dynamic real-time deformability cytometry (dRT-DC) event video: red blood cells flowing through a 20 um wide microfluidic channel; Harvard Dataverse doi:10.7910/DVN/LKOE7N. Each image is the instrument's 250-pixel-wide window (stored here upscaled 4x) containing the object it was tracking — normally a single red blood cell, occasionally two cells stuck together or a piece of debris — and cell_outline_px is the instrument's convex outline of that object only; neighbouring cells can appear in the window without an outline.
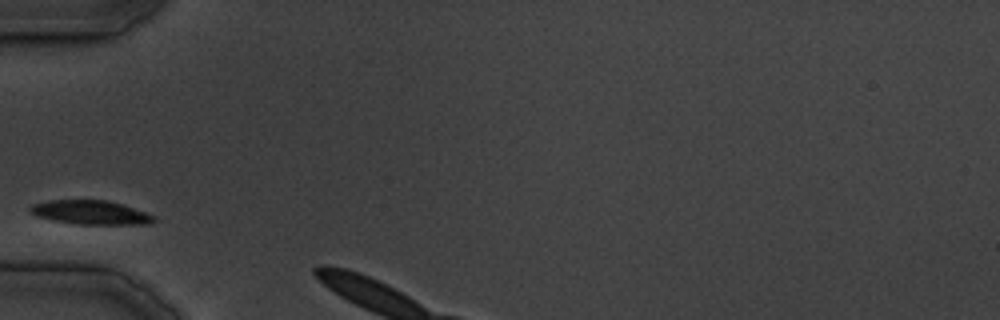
{"species": "common noctule bat (a hibernating species)", "species_latin": "Nyctalus noctula", "temperature_condition": "cold", "stored_images_in_passage": 5, "camera_frame_rate_fps": 3000, "um_per_image_px": 0.085, "animal": {"sex": "male", "body_mass_g": 19.5, "forearm_length_mm": 54.6}, "frame": {"image": 1, "passage_image": 1, "time_ms": 0.0, "image_size_px": [1000, 320], "cell_outline_px": [[156, 220], [148, 224], [76, 224], [36, 216], [28, 212], [28, 208], [32, 204], [48, 200], [108, 200], [156, 216]], "centroid_in_image_um": [7.66, 18.05], "position_along_channel_um": 77.3, "area_um2": 17.17}}
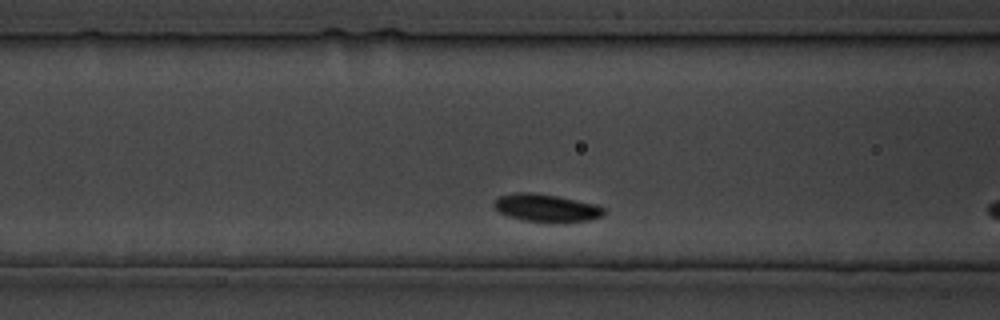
{"frame": {"image": 2, "passage_image": 4, "time_ms": 3.333, "image_size_px": [1000, 320], "cell_outline_px": [[604, 216], [592, 220], [524, 220], [508, 216], [500, 212], [492, 204], [492, 200], [500, 196], [516, 192], [532, 192], [556, 196], [600, 204], [604, 208]], "centroid_in_image_um": [46.44, 17.63], "position_along_channel_um": 120.2, "area_um2": 17.34}}